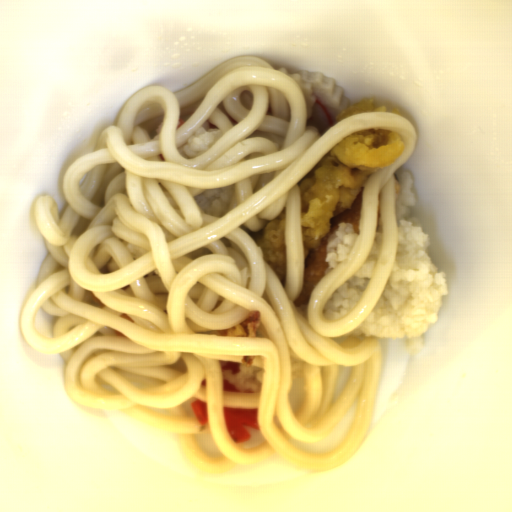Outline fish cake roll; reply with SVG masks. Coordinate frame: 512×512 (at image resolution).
Returning <instances> with one entry per match:
<instances>
[{
	"instance_id": "14b837c1",
	"label": "fish cake roll",
	"mask_w": 512,
	"mask_h": 512,
	"mask_svg": "<svg viewBox=\"0 0 512 512\" xmlns=\"http://www.w3.org/2000/svg\"><path fill=\"white\" fill-rule=\"evenodd\" d=\"M277 70L293 79L299 86L305 98L306 127H316L321 136L338 123L336 117L339 113L350 108V99L344 97V91L335 79L308 69H301L296 73H290L287 67Z\"/></svg>"
}]
</instances>
